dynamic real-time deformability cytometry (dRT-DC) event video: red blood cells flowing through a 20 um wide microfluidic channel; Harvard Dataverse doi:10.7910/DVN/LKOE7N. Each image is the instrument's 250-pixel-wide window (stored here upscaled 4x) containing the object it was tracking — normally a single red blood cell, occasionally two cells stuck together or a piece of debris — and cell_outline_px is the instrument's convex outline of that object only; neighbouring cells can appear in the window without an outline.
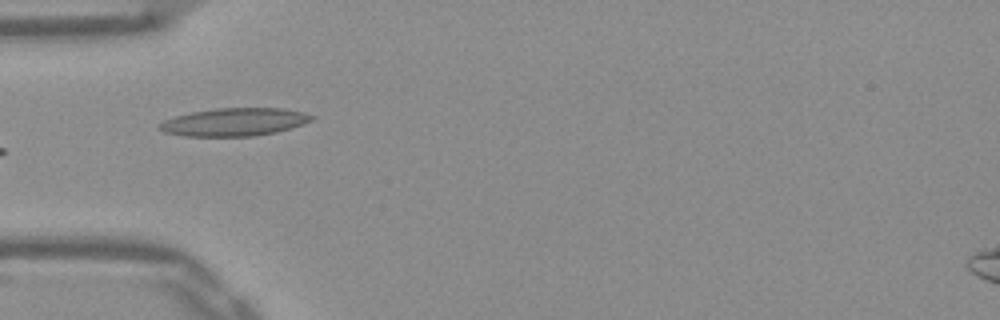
{"species": "Egyptian fruit bat (a non-hibernating species)", "species_latin": "Rousettus aegyptiacus", "temperature_condition": "warm", "stored_images_in_passage": 30, "camera_frame_rate_fps": 3000, "um_per_image_px": 0.085, "frame": {"image": 1, "passage_image": 1, "time_ms": 0.0, "image_size_px": [1000, 320], "cell_outline_px": [[316, 116], [312, 120], [304, 124], [276, 132], [256, 136], [184, 136], [164, 132], [156, 128], [164, 120], [176, 116], [192, 112], [216, 108], [280, 108], [304, 112]], "centroid_in_image_um": [19.93, 10.37], "position_along_channel_um": 65.1, "area_um2": 24.8}, "authors_computed_cell_mechanics": {"area_um2": 19.941, "velocity_mm_per_s": 3.8957, "shape_relaxation_time_tau1_ms": 5.7085, "shape_relaxation_time_tau2_ms": 1.2686, "deformation_change_tau1": 0.1453, "deformation_change_tau2": 0.0444}}